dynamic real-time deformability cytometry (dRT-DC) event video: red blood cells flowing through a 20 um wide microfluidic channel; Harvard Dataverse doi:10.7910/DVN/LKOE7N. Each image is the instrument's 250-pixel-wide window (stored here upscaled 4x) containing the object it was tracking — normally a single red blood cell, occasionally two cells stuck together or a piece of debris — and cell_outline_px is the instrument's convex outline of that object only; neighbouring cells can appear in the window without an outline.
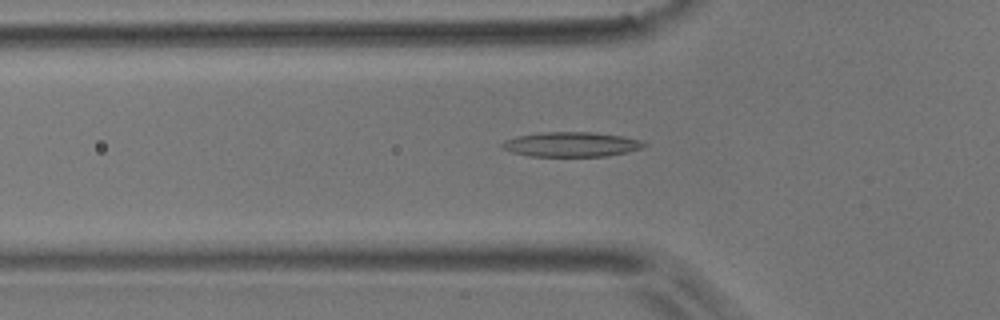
{"species": "common noctule bat (a hibernating species)", "species_latin": "Nyctalus noctula", "temperature_condition": "room temperature", "stored_images_in_passage": 52, "camera_frame_rate_fps": 3000, "um_per_image_px": 0.085, "animal": {"sex": "male", "body_mass_g": 17.9}, "frame": {"image": 1, "passage_image": 17, "time_ms": 5.333, "image_size_px": [1000, 320], "cell_outline_px": [[648, 144], [644, 148], [628, 152], [604, 156], [528, 156], [512, 152], [500, 148], [500, 144], [504, 140], [516, 136], [540, 132], [592, 132], [624, 136], [640, 140]], "centroid_in_image_um": [48.55, 12.27], "position_along_channel_um": 77.3, "area_um2": 20.69}}
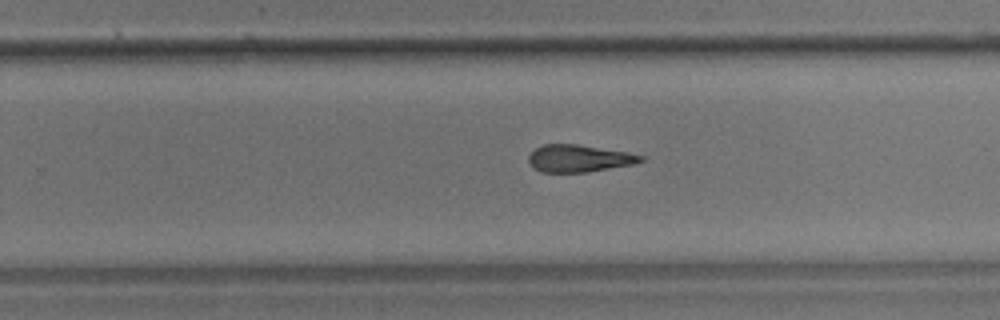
{"frame": {"image": 2, "passage_image": 33, "time_ms": 10.667, "image_size_px": [1000, 320], "cell_outline_px": [[644, 160], [632, 164], [584, 172], [540, 172], [532, 168], [528, 164], [528, 156], [536, 148], [544, 144], [576, 144], [628, 152], [644, 156]], "centroid_in_image_um": [49.16, 13.46], "position_along_channel_um": 280.6, "area_um2": 17.69}}
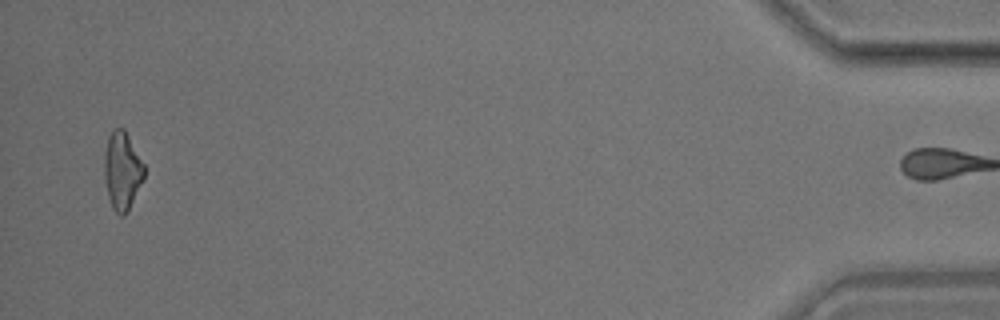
{"frame": {"image": 3, "passage_image": 51, "time_ms": 16.667, "image_size_px": [1000, 320], "cell_outline_px": [[144, 180], [128, 212], [124, 216], [120, 216], [112, 208], [108, 196], [104, 176], [104, 152], [108, 136], [112, 128], [124, 128], [144, 164]], "centroid_in_image_um": [10.38, 14.52], "position_along_channel_um": 424.8, "area_um2": 18.38}, "authors_computed_cell_mechanics": {"area_um2": 18.9584, "velocity_mm_per_s": 3.8001, "shape_relaxation_time_tau1_ms": 8.2025, "shape_relaxation_time_tau2_ms": 7.9314, "deformation_change_tau1": 0.2167, "deformation_change_tau2": 0.2227}}